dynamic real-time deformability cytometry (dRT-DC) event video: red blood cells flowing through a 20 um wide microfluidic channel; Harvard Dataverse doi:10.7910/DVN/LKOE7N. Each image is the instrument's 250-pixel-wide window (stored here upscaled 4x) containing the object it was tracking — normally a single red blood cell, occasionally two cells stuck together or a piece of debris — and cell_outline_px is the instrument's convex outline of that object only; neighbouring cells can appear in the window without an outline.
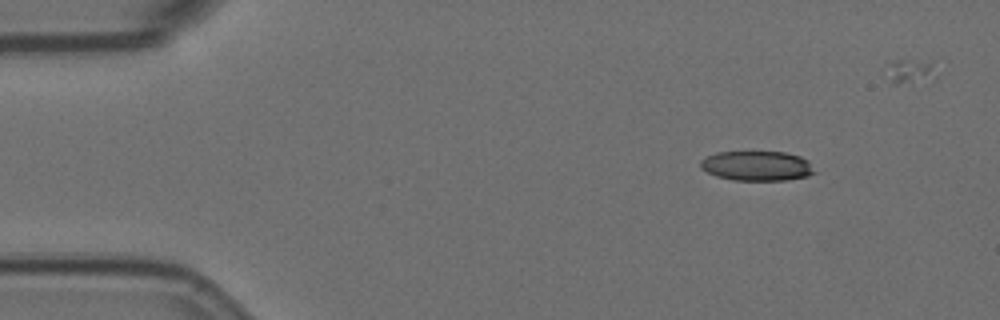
{"species": "Egyptian fruit bat (a non-hibernating species)", "species_latin": "Rousettus aegyptiacus", "temperature_condition": "room temperature", "stored_images_in_passage": 44, "camera_frame_rate_fps": 3000, "um_per_image_px": 0.085, "animal": {"sex": "female"}, "frame": {"image": 1, "passage_image": 1, "time_ms": 0.0, "image_size_px": [1000, 320], "cell_outline_px": [[816, 172], [808, 176], [784, 180], [732, 180], [716, 176], [700, 168], [700, 160], [716, 152], [784, 152], [800, 156], [808, 160]], "centroid_in_image_um": [64.34, 14.1], "position_along_channel_um": 20.7, "area_um2": 19.77}}
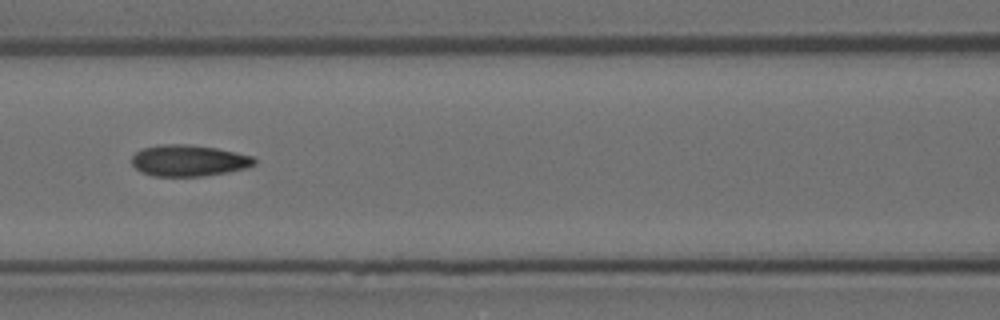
{"frame": {"image": 2, "passage_image": 19, "time_ms": 6.0, "image_size_px": [1000, 320], "cell_outline_px": [[256, 164], [248, 168], [228, 172], [204, 176], [152, 176], [140, 172], [132, 164], [132, 156], [136, 152], [144, 148], [160, 144], [184, 144], [216, 148], [236, 152], [252, 156], [256, 160]], "centroid_in_image_um": [16.05, 13.66], "position_along_channel_um": 150.5, "area_um2": 22.48}}
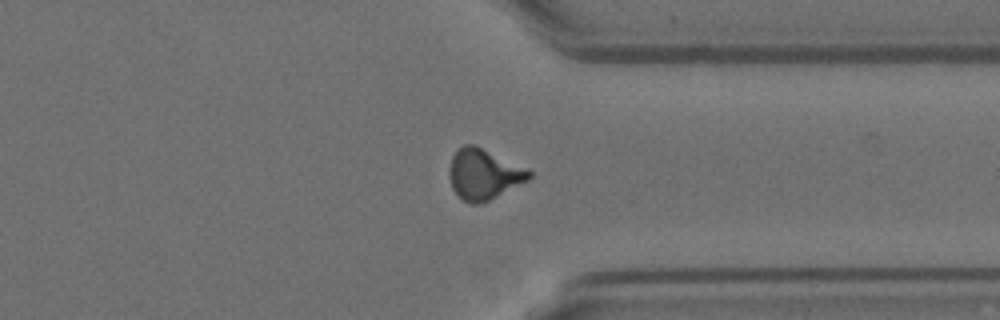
{"frame": {"image": 3, "passage_image": 38, "time_ms": 12.333, "image_size_px": [1000, 320], "cell_outline_px": [[532, 176], [528, 180], [480, 204], [472, 204], [464, 200], [452, 188], [448, 172], [448, 168], [452, 156], [464, 144], [476, 144], [532, 172]], "centroid_in_image_um": [41.08, 14.79], "position_along_channel_um": 370.3, "area_um2": 23.12}}